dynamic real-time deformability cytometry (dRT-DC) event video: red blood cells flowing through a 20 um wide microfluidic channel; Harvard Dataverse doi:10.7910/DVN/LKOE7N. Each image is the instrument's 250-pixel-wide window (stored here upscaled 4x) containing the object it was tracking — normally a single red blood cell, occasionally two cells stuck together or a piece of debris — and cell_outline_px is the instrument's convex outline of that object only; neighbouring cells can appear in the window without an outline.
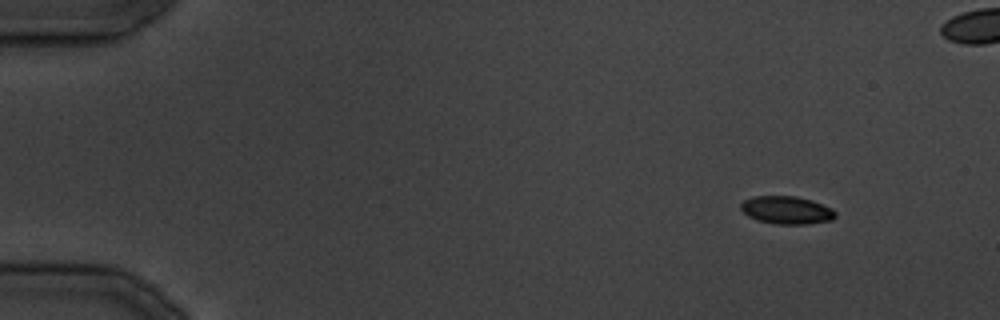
{"species": "common noctule bat (a hibernating species)", "species_latin": "Nyctalus noctula", "temperature_condition": "cold", "stored_images_in_passage": 12, "camera_frame_rate_fps": 3000, "um_per_image_px": 0.085, "animal": {"sex": "male", "body_mass_g": 19.5, "forearm_length_mm": 54.6}, "frame": {"image": 1, "passage_image": 3, "time_ms": 3.333, "image_size_px": [1000, 320], "cell_outline_px": [[836, 216], [832, 220], [808, 224], [776, 224], [756, 220], [748, 216], [740, 208], [740, 204], [744, 200], [752, 196], [796, 196], [812, 200], [832, 208], [836, 212]], "centroid_in_image_um": [66.86, 17.86], "position_along_channel_um": 18.1, "area_um2": 15.49}}